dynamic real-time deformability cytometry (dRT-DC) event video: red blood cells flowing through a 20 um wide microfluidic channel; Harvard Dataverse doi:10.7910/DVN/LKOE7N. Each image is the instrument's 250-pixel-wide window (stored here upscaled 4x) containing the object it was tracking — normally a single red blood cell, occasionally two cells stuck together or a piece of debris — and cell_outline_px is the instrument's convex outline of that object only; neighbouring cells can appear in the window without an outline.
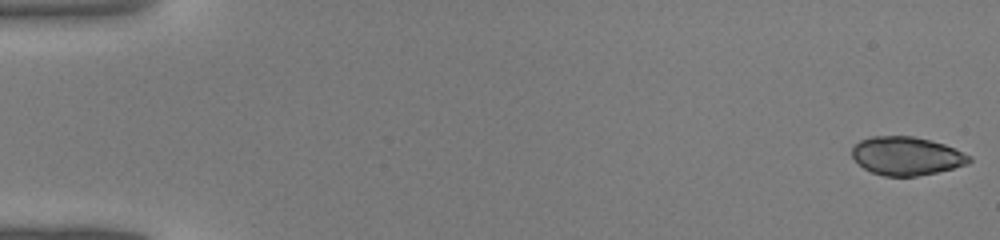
{"species": "common noctule bat (a hibernating species)", "species_latin": "Nyctalus noctula", "temperature_condition": "warm", "stored_images_in_passage": 39, "camera_frame_rate_fps": 3000, "um_per_image_px": 0.085, "animal": {"sex": "male", "body_mass_g": 19.0, "forearm_length_mm": 50.8}, "frame": {"image": 1, "passage_image": 1, "time_ms": 0.0, "image_size_px": [1000, 240], "cell_outline_px": [[972, 160], [968, 164], [936, 172], [916, 176], [884, 176], [872, 172], [864, 168], [852, 156], [852, 144], [860, 140], [872, 136], [912, 136], [944, 144], [972, 156]], "centroid_in_image_um": [77.04, 13.25], "position_along_channel_um": 8.0, "area_um2": 26.13}}
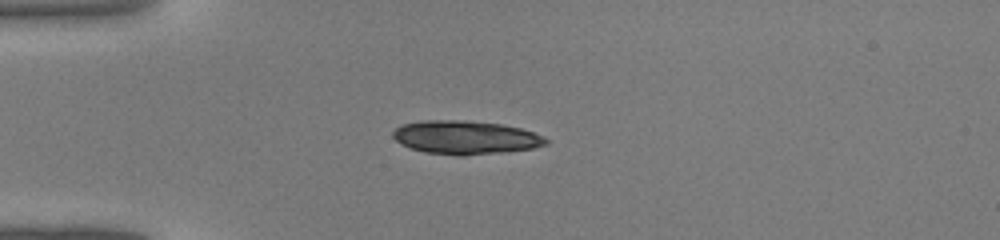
{"frame": {"image": 2, "passage_image": 12, "time_ms": 3.667, "image_size_px": [1000, 240], "cell_outline_px": [[548, 144], [532, 148], [508, 152], [464, 156], [456, 156], [424, 152], [400, 144], [392, 136], [392, 132], [396, 128], [404, 124], [424, 120], [460, 120], [500, 124], [520, 128], [544, 136], [548, 140]], "centroid_in_image_um": [39.57, 11.7], "position_along_channel_um": 45.4, "area_um2": 30.0}}